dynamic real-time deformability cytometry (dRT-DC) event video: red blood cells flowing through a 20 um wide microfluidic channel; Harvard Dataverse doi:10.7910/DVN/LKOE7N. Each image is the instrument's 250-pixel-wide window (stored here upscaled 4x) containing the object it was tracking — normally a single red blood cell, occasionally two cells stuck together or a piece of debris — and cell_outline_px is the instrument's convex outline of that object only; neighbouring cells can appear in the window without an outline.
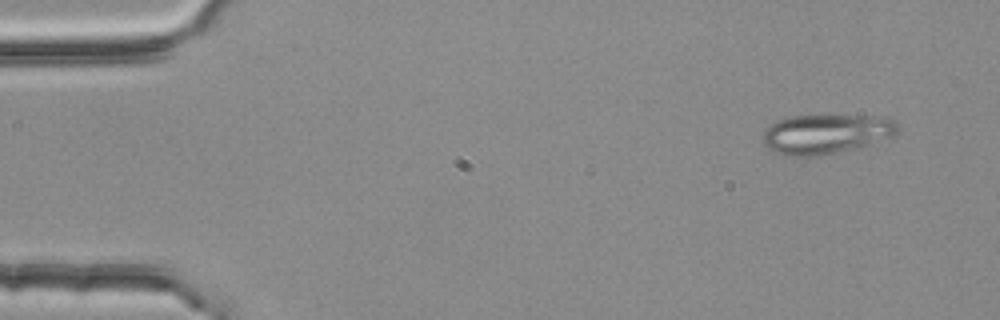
{"species": "common noctule bat (a hibernating species)", "species_latin": "Nyctalus noctula", "temperature_condition": "room temperature", "stored_images_in_passage": 3, "camera_frame_rate_fps": 3000, "um_per_image_px": 0.085, "animal": {"sex": "female", "body_mass_g": 25.1}, "frame": {"image": 1, "passage_image": 1, "time_ms": 0.0, "image_size_px": [1000, 320], "cell_outline_px": [[900, 128], [896, 132], [888, 136], [868, 144], [836, 152], [816, 156], [784, 156], [772, 152], [760, 140], [764, 132], [772, 124], [788, 116], [888, 116], [896, 120]], "centroid_in_image_um": [70.17, 11.38], "position_along_channel_um": 14.8, "area_um2": 30.87}}